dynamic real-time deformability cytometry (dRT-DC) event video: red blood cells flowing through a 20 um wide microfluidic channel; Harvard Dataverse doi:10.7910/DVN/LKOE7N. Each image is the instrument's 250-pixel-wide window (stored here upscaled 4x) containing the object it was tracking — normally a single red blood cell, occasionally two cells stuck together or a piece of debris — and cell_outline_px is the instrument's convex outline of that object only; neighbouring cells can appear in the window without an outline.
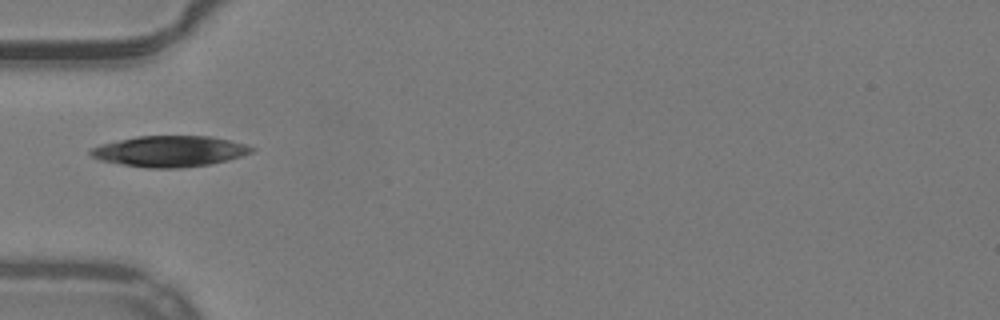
{"species": "common noctule bat (a hibernating species)", "species_latin": "Nyctalus noctula", "temperature_condition": "warm", "stored_images_in_passage": 36, "camera_frame_rate_fps": 3000, "um_per_image_px": 0.085, "animal": {"sex": "male", "body_mass_g": 19.2, "forearm_length_mm": 51.8}, "frame": {"image": 1, "passage_image": 1, "time_ms": 0.0, "image_size_px": [1000, 320], "cell_outline_px": [[256, 148], [252, 152], [228, 160], [208, 164], [180, 168], [148, 168], [120, 164], [100, 160], [92, 156], [88, 152], [92, 148], [100, 144], [136, 136], [212, 136], [244, 144]], "centroid_in_image_um": [14.4, 12.85], "position_along_channel_um": 70.6, "area_um2": 28.9}}
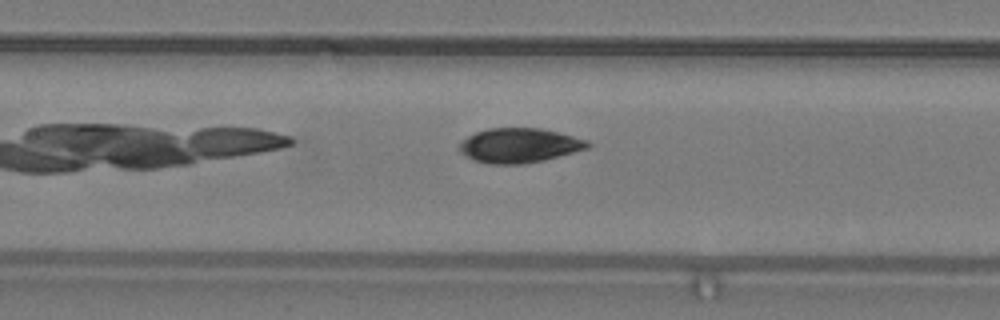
{"frame": {"image": 2, "passage_image": 8, "time_ms": 2.333, "image_size_px": [1000, 320], "cell_outline_px": [[592, 144], [588, 148], [544, 160], [524, 164], [488, 164], [476, 160], [460, 152], [460, 144], [468, 136], [476, 132], [488, 128], [540, 128], [588, 140]], "centroid_in_image_um": [44.16, 12.36], "position_along_channel_um": 163.2, "area_um2": 25.55}}
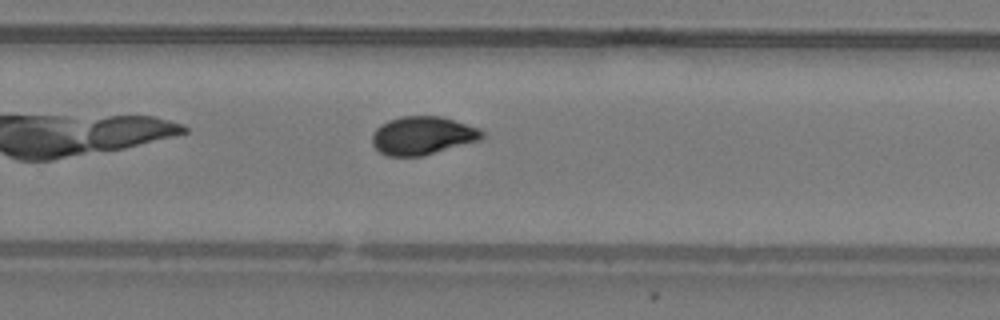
{"frame": {"image": 3, "passage_image": 18, "time_ms": 5.667, "image_size_px": [1000, 320], "cell_outline_px": [[484, 140], [424, 156], [388, 156], [380, 152], [372, 144], [372, 136], [376, 128], [380, 124], [388, 120], [400, 116], [440, 116], [480, 128], [484, 132]], "centroid_in_image_um": [35.96, 11.53], "position_along_channel_um": 293.8, "area_um2": 24.91}, "authors_computed_cell_mechanics": {"area_um2": 26.1256, "velocity_mm_per_s": 3.9429, "shape_relaxation_time_tau1_ms": 2.695, "shape_relaxation_time_tau2_ms": 2.6766, "deformation_change_tau1": 0.1745, "deformation_change_tau2": 0.0815}}